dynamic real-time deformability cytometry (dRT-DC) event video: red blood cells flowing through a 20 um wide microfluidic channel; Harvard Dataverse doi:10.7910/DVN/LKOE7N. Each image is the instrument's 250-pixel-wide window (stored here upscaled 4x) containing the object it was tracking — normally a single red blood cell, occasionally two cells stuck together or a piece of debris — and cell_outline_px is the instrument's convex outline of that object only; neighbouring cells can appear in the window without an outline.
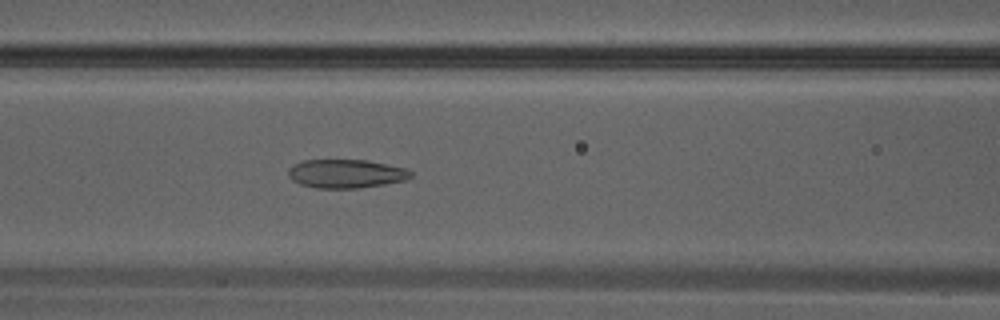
{"species": "Egyptian fruit bat (a non-hibernating species)", "species_latin": "Rousettus aegyptiacus", "temperature_condition": "warm", "stored_images_in_passage": 36, "camera_frame_rate_fps": 3000, "um_per_image_px": 0.085, "animal": {"sex": "male"}, "frame": {"image": 1, "passage_image": 16, "time_ms": 5.0, "image_size_px": [1000, 320], "cell_outline_px": [[412, 176], [408, 180], [360, 188], [316, 188], [300, 184], [292, 180], [288, 176], [288, 168], [292, 164], [304, 160], [364, 160], [404, 168], [412, 172]], "centroid_in_image_um": [29.38, 14.77], "position_along_channel_um": 137.2, "area_um2": 20.46}}
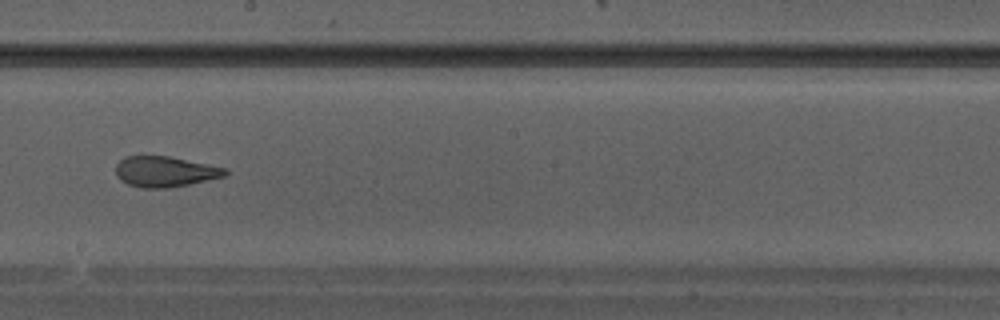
{"frame": {"image": 2, "passage_image": 21, "time_ms": 6.667, "image_size_px": [1000, 320], "cell_outline_px": [[228, 172], [224, 176], [188, 184], [168, 188], [144, 188], [128, 184], [120, 180], [116, 176], [116, 164], [124, 156], [168, 156], [228, 168]], "centroid_in_image_um": [14.0, 14.58], "position_along_channel_um": 234.2, "area_um2": 19.42}}